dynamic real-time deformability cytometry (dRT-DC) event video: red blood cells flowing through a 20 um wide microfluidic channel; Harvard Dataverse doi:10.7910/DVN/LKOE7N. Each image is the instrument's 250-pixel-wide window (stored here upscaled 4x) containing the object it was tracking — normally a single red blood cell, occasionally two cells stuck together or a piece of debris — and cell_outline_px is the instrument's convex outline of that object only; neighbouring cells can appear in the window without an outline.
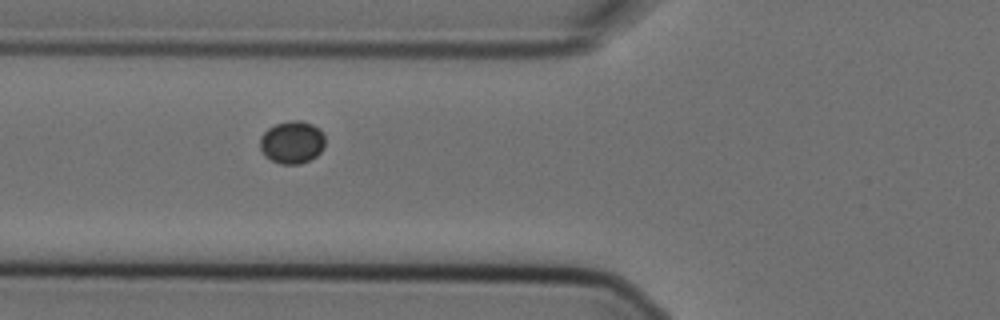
{"species": "Egyptian fruit bat (a non-hibernating species)", "species_latin": "Rousettus aegyptiacus", "temperature_condition": "cold", "stored_images_in_passage": 5, "camera_frame_rate_fps": 3000, "um_per_image_px": 0.085, "animal": {"sex": "female"}, "frame": {"image": 1, "passage_image": 4, "time_ms": 1.0, "image_size_px": [1000, 320], "cell_outline_px": [[324, 148], [316, 156], [300, 164], [280, 164], [272, 160], [260, 148], [260, 136], [268, 128], [276, 124], [288, 120], [300, 120], [312, 124], [320, 128], [324, 136]], "centroid_in_image_um": [24.84, 12.07], "position_along_channel_um": 101.0, "area_um2": 16.13}}
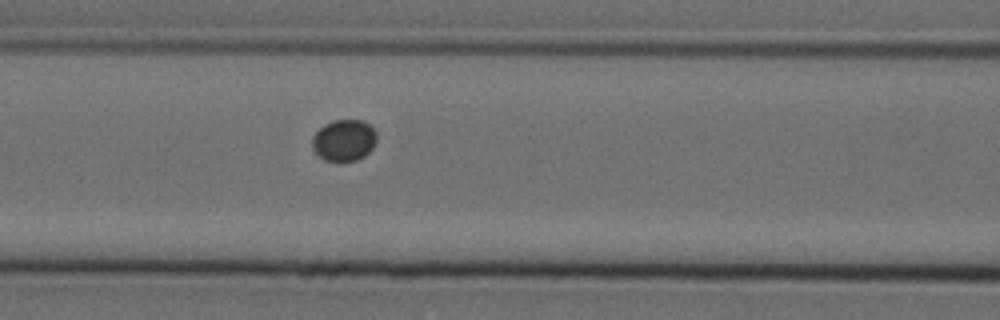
{"frame": {"image": 2, "passage_image": 5, "time_ms": 1.333, "image_size_px": [1000, 320], "cell_outline_px": [[376, 140], [372, 148], [364, 156], [356, 160], [340, 164], [324, 160], [312, 148], [312, 136], [324, 124], [332, 120], [364, 120], [376, 132]], "centroid_in_image_um": [29.22, 11.95], "position_along_channel_um": 137.4, "area_um2": 15.9}}